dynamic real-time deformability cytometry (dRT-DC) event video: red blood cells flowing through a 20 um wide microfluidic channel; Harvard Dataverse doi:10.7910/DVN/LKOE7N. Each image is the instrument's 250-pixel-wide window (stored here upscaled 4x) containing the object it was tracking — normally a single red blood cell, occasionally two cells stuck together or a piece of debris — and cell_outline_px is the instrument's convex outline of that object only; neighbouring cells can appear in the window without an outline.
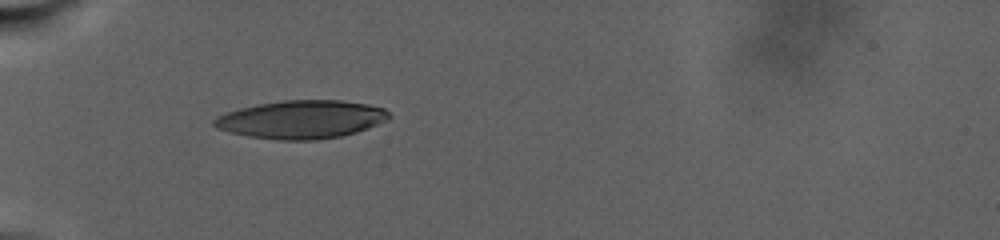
{"species": "human", "species_latin": "Homo sapiens", "temperature_condition": "warm", "stored_images_in_passage": 77, "camera_frame_rate_fps": 3000, "um_per_image_px": 0.085, "donor": {"sex": "male"}, "frame": {"image": 1, "passage_image": 1, "time_ms": 0.0, "image_size_px": [1000, 240], "cell_outline_px": [[392, 116], [388, 120], [368, 128], [356, 132], [340, 136], [316, 140], [280, 140], [248, 136], [216, 128], [212, 124], [212, 120], [216, 116], [240, 108], [260, 104], [284, 100], [340, 100], [368, 104], [384, 108]], "centroid_in_image_um": [25.64, 10.15], "position_along_channel_um": 59.4, "area_um2": 38.84}}
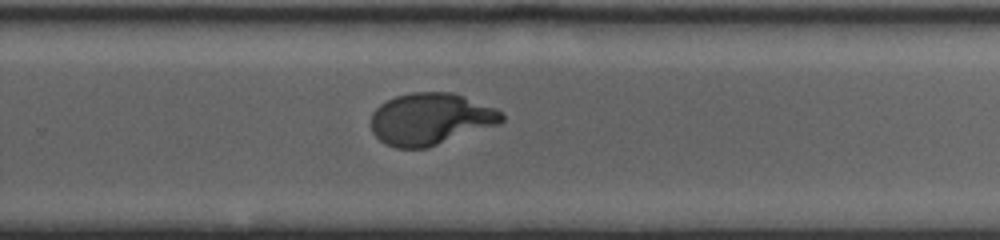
{"frame": {"image": 2, "passage_image": 43, "time_ms": 11.333, "image_size_px": [1000, 240], "cell_outline_px": [[504, 120], [500, 124], [428, 148], [396, 148], [384, 144], [372, 132], [372, 112], [380, 104], [396, 96], [412, 92], [452, 92], [464, 96], [496, 108], [504, 116]], "centroid_in_image_um": [36.61, 10.12], "position_along_channel_um": 293.2, "area_um2": 39.65}}
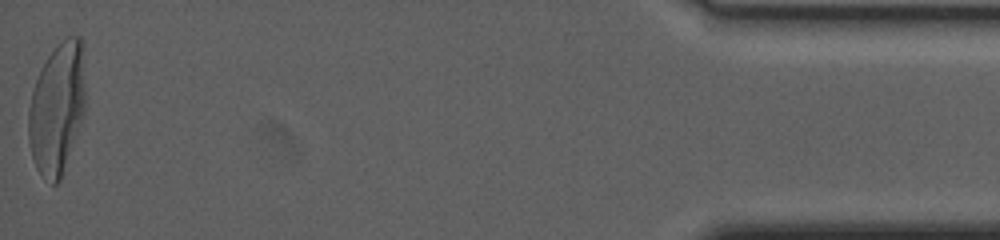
{"frame": {"image": 3, "passage_image": 77, "time_ms": 21.0, "image_size_px": [1000, 240], "cell_outline_px": [[84, 108], [60, 180], [56, 184], [52, 184], [36, 168], [32, 156], [28, 136], [28, 108], [32, 92], [36, 80], [48, 56], [60, 40], [68, 36], [80, 36], [84, 40]], "centroid_in_image_um": [4.84, 9.12], "position_along_channel_um": 430.4, "area_um2": 42.95}, "authors_computed_cell_mechanics": {"area_um2": 39.8242, "velocity_mm_per_s": 2.2153, "shape_relaxation_time_tau1_ms": 8.3988, "shape_relaxation_time_tau2_ms": null, "deformation_change_tau1": 0.2746, "deformation_change_tau2": null}}